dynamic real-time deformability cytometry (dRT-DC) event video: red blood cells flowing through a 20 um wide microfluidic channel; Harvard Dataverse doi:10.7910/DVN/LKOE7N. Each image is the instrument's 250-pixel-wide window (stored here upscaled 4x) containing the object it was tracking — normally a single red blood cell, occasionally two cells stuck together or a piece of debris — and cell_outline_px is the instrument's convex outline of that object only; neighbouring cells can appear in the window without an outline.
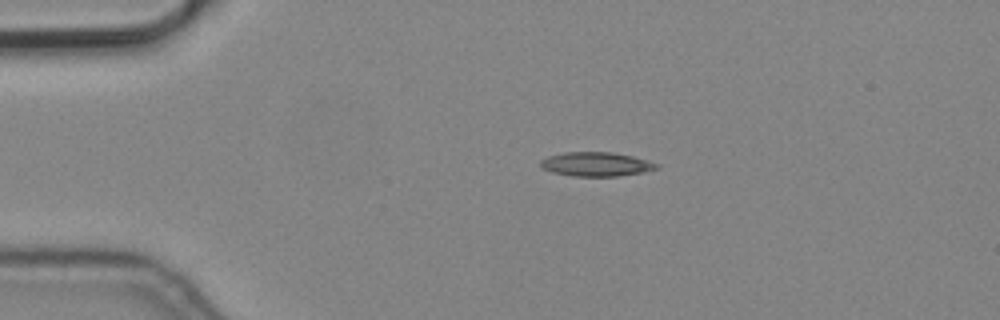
{"species": "common noctule bat (a hibernating species)", "species_latin": "Nyctalus noctula", "temperature_condition": "cold", "stored_images_in_passage": 5, "camera_frame_rate_fps": 3000, "um_per_image_px": 0.085, "animal": {"sex": "male", "body_mass_g": 19.2, "forearm_length_mm": 51.8}, "frame": {"image": 1, "passage_image": 3, "time_ms": 0.667, "image_size_px": [1000, 320], "cell_outline_px": [[660, 168], [644, 172], [620, 176], [572, 176], [552, 172], [540, 168], [540, 160], [548, 156], [564, 152], [612, 152], [632, 156], [660, 164]], "centroid_in_image_um": [50.67, 13.96], "position_along_channel_um": 34.3, "area_um2": 16.47}}
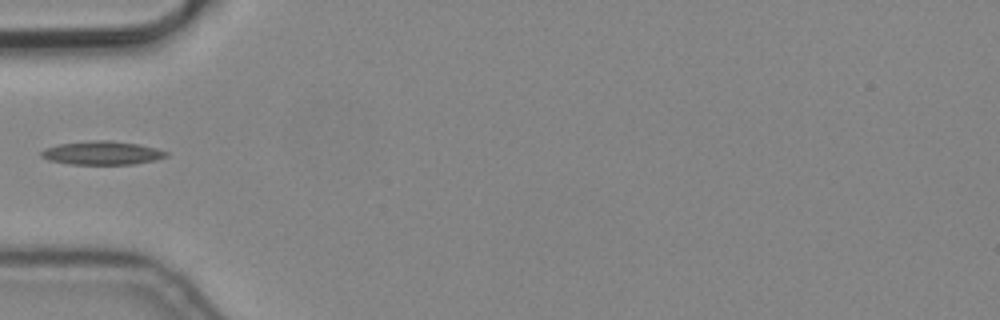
{"frame": {"image": 2, "passage_image": 5, "time_ms": 1.333, "image_size_px": [1000, 320], "cell_outline_px": [[168, 156], [156, 160], [132, 164], [72, 164], [48, 160], [40, 156], [40, 152], [44, 148], [60, 144], [96, 140], [108, 140], [140, 144], [156, 148], [168, 152]], "centroid_in_image_um": [8.69, 13.0], "position_along_channel_um": 76.3, "area_um2": 17.11}}